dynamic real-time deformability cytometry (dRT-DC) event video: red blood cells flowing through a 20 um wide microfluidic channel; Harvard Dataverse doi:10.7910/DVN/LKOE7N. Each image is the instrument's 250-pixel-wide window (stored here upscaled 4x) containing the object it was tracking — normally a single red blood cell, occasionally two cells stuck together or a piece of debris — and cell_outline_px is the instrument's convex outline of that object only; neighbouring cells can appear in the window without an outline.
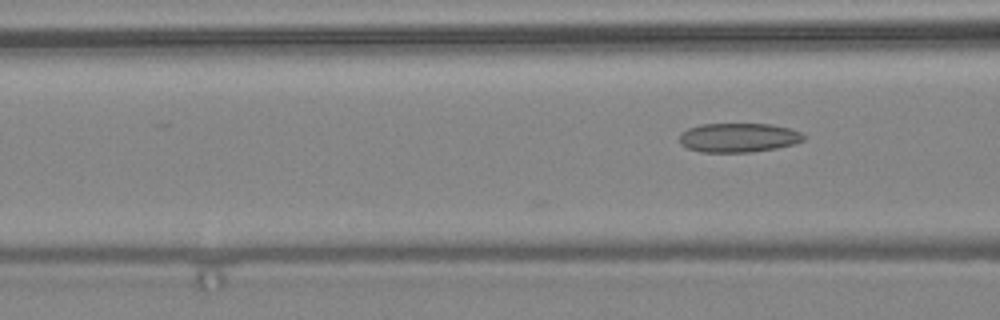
{"species": "common noctule bat (a hibernating species)", "species_latin": "Nyctalus noctula", "temperature_condition": "warm", "stored_images_in_passage": 3, "camera_frame_rate_fps": 3000, "um_per_image_px": 0.085, "animal": {"sex": "female", "body_mass_g": 24.6, "forearm_length_mm": 56.2}, "frame": {"image": 1, "passage_image": 3, "time_ms": 0.667, "image_size_px": [1000, 320], "cell_outline_px": [[808, 136], [804, 140], [792, 144], [776, 148], [752, 152], [700, 152], [688, 148], [680, 144], [680, 132], [688, 128], [700, 124], [772, 124], [788, 128], [800, 132]], "centroid_in_image_um": [62.76, 11.69], "position_along_channel_um": 103.8, "area_um2": 21.21}}